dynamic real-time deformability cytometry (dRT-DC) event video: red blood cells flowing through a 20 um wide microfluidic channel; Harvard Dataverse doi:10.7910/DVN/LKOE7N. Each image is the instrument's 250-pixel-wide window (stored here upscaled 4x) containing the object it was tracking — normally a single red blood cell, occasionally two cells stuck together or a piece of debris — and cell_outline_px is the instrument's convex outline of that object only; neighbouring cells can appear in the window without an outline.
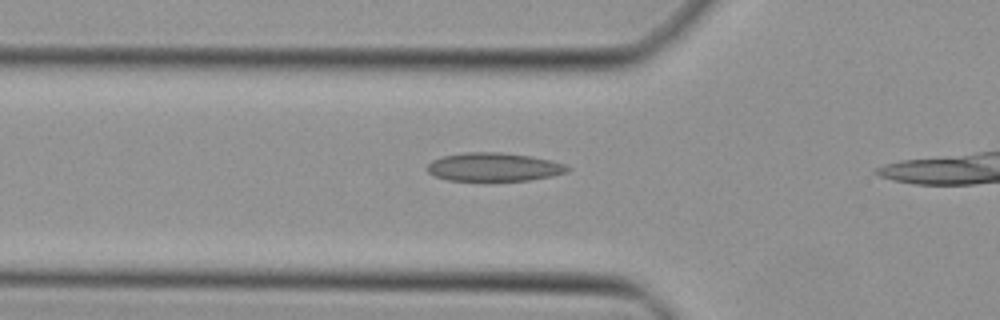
{"species": "Egyptian fruit bat (a non-hibernating species)", "species_latin": "Rousettus aegyptiacus", "temperature_condition": "cold", "stored_images_in_passage": 19, "camera_frame_rate_fps": 3000, "um_per_image_px": 0.085, "animal": {"sex": "female"}, "frame": {"image": 1, "passage_image": 6, "time_ms": 1.667, "image_size_px": [1000, 320], "cell_outline_px": [[572, 168], [568, 172], [552, 176], [528, 180], [448, 180], [436, 176], [428, 172], [428, 164], [432, 160], [444, 156], [464, 152], [504, 152], [532, 156], [552, 160], [564, 164]], "centroid_in_image_um": [42.03, 14.18], "position_along_channel_um": 83.8, "area_um2": 23.24}}
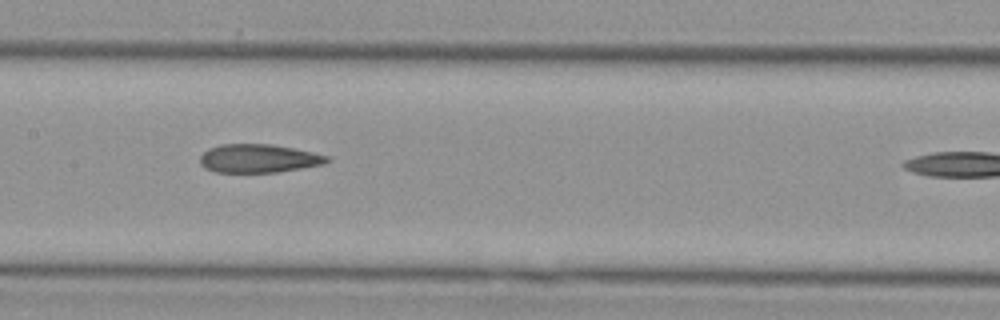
{"frame": {"image": 2, "passage_image": 13, "time_ms": 4.0, "image_size_px": [1000, 320], "cell_outline_px": [[332, 160], [324, 164], [276, 172], [216, 172], [204, 168], [200, 164], [200, 156], [208, 148], [220, 144], [272, 144], [312, 152], [328, 156]], "centroid_in_image_um": [21.96, 13.46], "position_along_channel_um": 185.4, "area_um2": 21.04}}
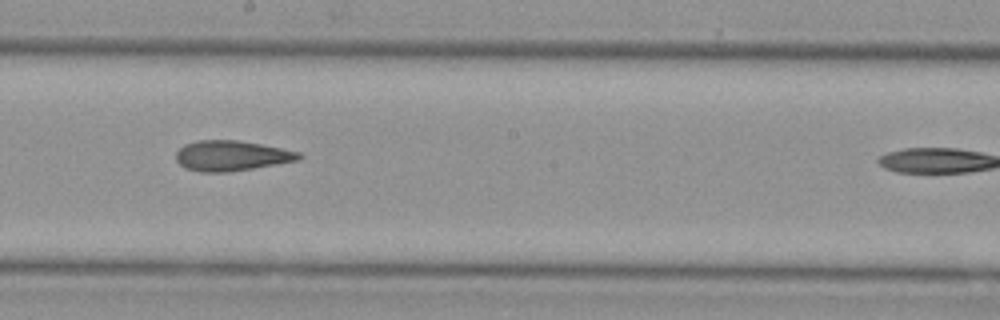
{"frame": {"image": 3, "passage_image": 16, "time_ms": 5.0, "image_size_px": [1000, 320], "cell_outline_px": [[304, 156], [300, 160], [228, 172], [200, 172], [184, 168], [176, 160], [176, 152], [184, 144], [196, 140], [236, 140], [260, 144], [300, 152]], "centroid_in_image_um": [19.65, 13.24], "position_along_channel_um": 228.5, "area_um2": 21.68}}